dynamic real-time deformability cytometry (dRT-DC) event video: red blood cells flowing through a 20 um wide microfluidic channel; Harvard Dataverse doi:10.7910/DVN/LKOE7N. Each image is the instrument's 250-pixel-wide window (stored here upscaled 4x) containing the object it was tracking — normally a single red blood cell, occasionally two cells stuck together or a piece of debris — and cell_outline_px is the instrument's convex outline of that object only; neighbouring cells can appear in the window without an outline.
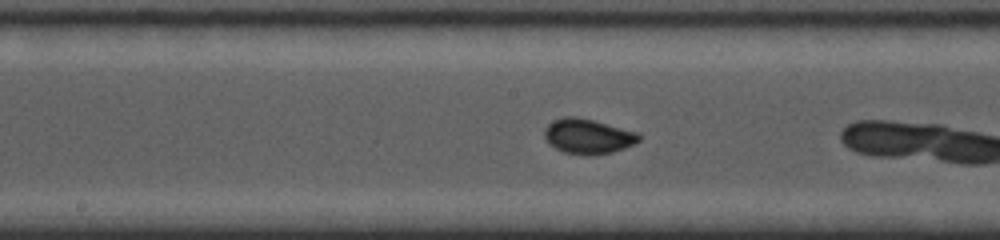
{"species": "common noctule bat (a hibernating species)", "species_latin": "Nyctalus noctula", "temperature_condition": "cold", "stored_images_in_passage": 22, "camera_frame_rate_fps": 5000, "um_per_image_px": 0.085, "animal": {"sex": "female", "body_mass_g": 19.0, "forearm_length_mm": 53.3}, "frame": {"image": 1, "passage_image": 19, "time_ms": 3.8, "image_size_px": [1000, 240], "cell_outline_px": [[640, 140], [624, 148], [612, 152], [592, 156], [588, 156], [564, 152], [548, 144], [544, 136], [544, 128], [552, 120], [564, 116], [576, 116], [640, 132]], "centroid_in_image_um": [49.96, 11.58], "position_along_channel_um": 198.2, "area_um2": 19.48}}